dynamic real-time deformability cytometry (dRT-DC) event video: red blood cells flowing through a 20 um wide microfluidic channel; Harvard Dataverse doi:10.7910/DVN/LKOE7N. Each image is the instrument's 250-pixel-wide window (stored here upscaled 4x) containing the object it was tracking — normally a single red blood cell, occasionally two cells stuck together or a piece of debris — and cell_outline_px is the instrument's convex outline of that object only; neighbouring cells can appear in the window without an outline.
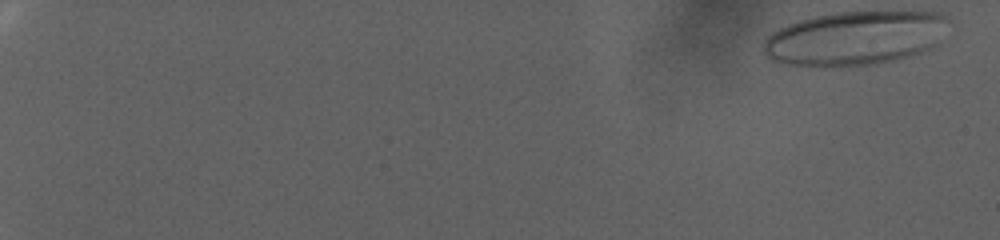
{"species": "human", "species_latin": "Homo sapiens", "temperature_condition": "warm", "stored_images_in_passage": 90, "camera_frame_rate_fps": 3000, "um_per_image_px": 0.085, "donor": {"sex": "female"}, "frame": {"image": 1, "passage_image": 1, "time_ms": 0.0, "image_size_px": [1000, 240], "cell_outline_px": [[944, 16], [936, 44], [920, 52], [908, 56], [876, 64], [840, 68], [824, 68], [788, 64], [772, 60], [764, 52], [764, 40], [768, 36], [780, 28], [788, 24], [800, 20], [816, 16], [836, 12], [940, 12]], "centroid_in_image_um": [72.55, 3.28], "position_along_channel_um": 12.4, "area_um2": 57.63}}
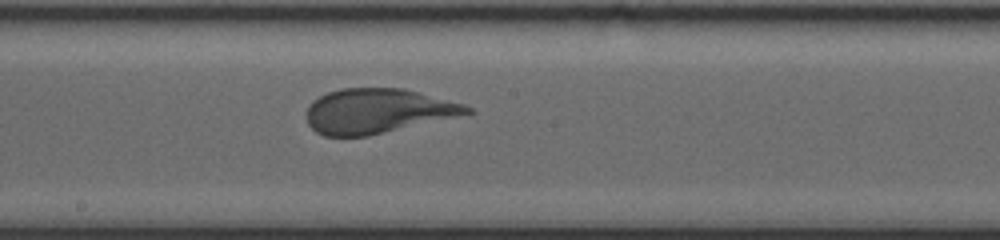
{"frame": {"image": 2, "passage_image": 56, "time_ms": 18.333, "image_size_px": [1000, 240], "cell_outline_px": [[476, 112], [368, 136], [324, 136], [316, 132], [308, 124], [308, 104], [312, 100], [328, 92], [340, 88], [404, 88], [464, 104], [472, 108]], "centroid_in_image_um": [32.09, 9.43], "position_along_channel_um": 216.1, "area_um2": 41.67}}
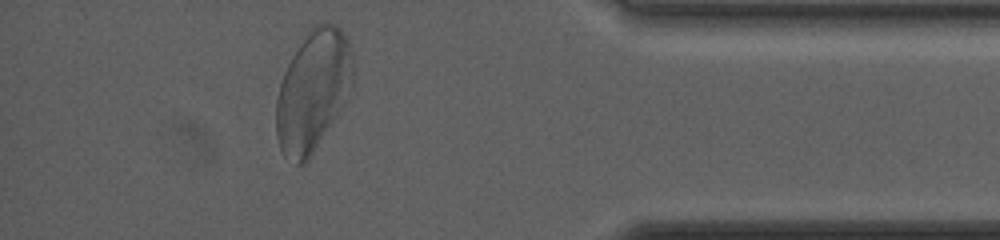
{"frame": {"image": 3, "passage_image": 83, "time_ms": 27.333, "image_size_px": [1000, 240], "cell_outline_px": [[352, 88], [348, 100], [308, 160], [304, 164], [296, 164], [284, 156], [280, 148], [276, 136], [276, 100], [280, 84], [284, 72], [292, 56], [308, 32], [316, 24], [332, 24], [340, 28], [348, 40], [352, 56]], "centroid_in_image_um": [26.61, 7.76], "position_along_channel_um": 408.6, "area_um2": 53.87}, "authors_computed_cell_mechanics": {"area_um2": 48.5809, "velocity_mm_per_s": 2.3984, "shape_relaxation_time_tau1_ms": 11.2731, "shape_relaxation_time_tau2_ms": null, "deformation_change_tau1": 0.2935, "deformation_change_tau2": null}}